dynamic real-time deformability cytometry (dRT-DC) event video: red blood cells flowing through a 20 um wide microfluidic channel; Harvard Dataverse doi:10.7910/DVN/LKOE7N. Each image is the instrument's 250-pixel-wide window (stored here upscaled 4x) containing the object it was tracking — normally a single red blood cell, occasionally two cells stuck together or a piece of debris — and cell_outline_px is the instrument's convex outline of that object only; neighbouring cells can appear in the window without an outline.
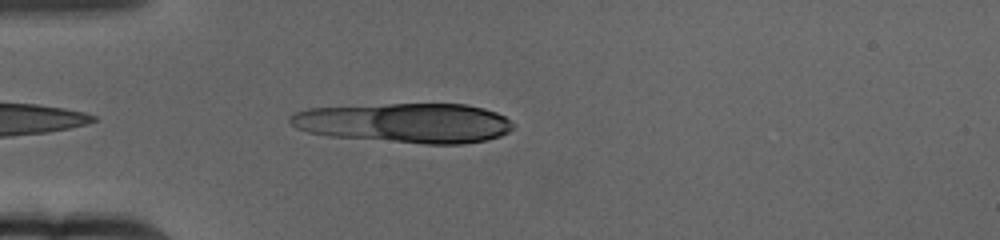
{"species": "human", "species_latin": "Homo sapiens", "temperature_condition": "cold", "stored_images_in_passage": 45, "camera_frame_rate_fps": 3000, "um_per_image_px": 0.085, "donor": {"sex": "female"}, "frame": {"image": 1, "passage_image": 3, "time_ms": 0.667, "image_size_px": [1000, 240], "cell_outline_px": [[512, 128], [508, 132], [500, 136], [488, 140], [464, 144], [424, 144], [328, 136], [308, 132], [296, 128], [288, 120], [288, 116], [292, 112], [308, 108], [388, 104], [468, 104], [484, 108], [496, 112], [504, 116], [512, 124]], "centroid_in_image_um": [34.4, 10.45], "position_along_channel_um": 50.6, "area_um2": 51.9}}
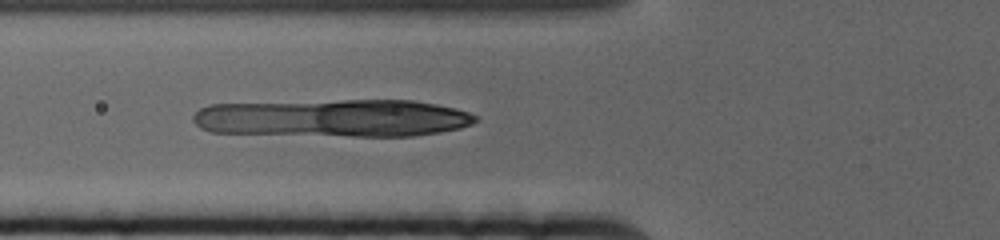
{"frame": {"image": 2, "passage_image": 9, "time_ms": 2.667, "image_size_px": [1000, 240], "cell_outline_px": [[480, 120], [472, 124], [460, 128], [440, 132], [412, 136], [352, 136], [212, 132], [200, 128], [192, 120], [192, 116], [200, 108], [208, 104], [340, 100], [412, 100], [436, 104], [456, 108], [480, 116]], "centroid_in_image_um": [28.36, 10.03], "position_along_channel_um": 97.4, "area_um2": 62.48}}